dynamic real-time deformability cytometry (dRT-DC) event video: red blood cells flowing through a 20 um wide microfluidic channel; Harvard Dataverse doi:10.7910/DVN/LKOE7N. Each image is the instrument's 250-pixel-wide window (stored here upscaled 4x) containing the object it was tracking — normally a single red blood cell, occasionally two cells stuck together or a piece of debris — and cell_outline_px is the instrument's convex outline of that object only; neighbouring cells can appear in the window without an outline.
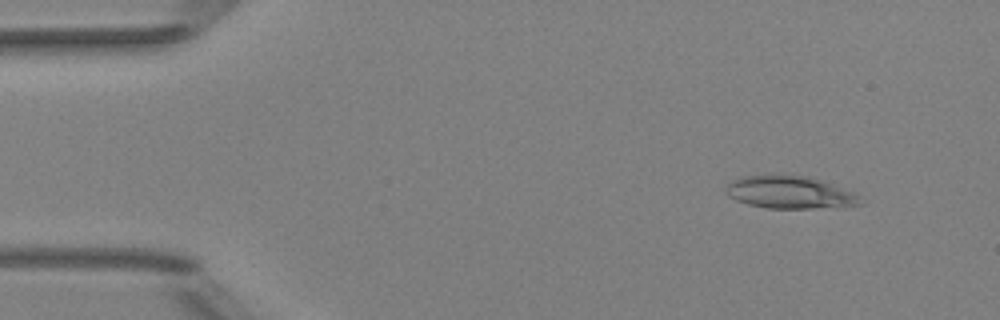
{"species": "Egyptian fruit bat (a non-hibernating species)", "species_latin": "Rousettus aegyptiacus", "temperature_condition": "room temperature", "stored_images_in_passage": 12, "camera_frame_rate_fps": 3000, "um_per_image_px": 0.085, "animal": {"sex": "female"}, "frame": {"image": 1, "passage_image": 1, "time_ms": 0.0, "image_size_px": [1000, 320], "cell_outline_px": [[860, 204], [812, 208], [768, 208], [748, 204], [736, 200], [728, 196], [728, 184], [732, 180], [740, 176], [808, 176], [820, 180], [852, 192], [856, 196]], "centroid_in_image_um": [67.05, 16.35], "position_along_channel_um": 17.9, "area_um2": 24.45}}
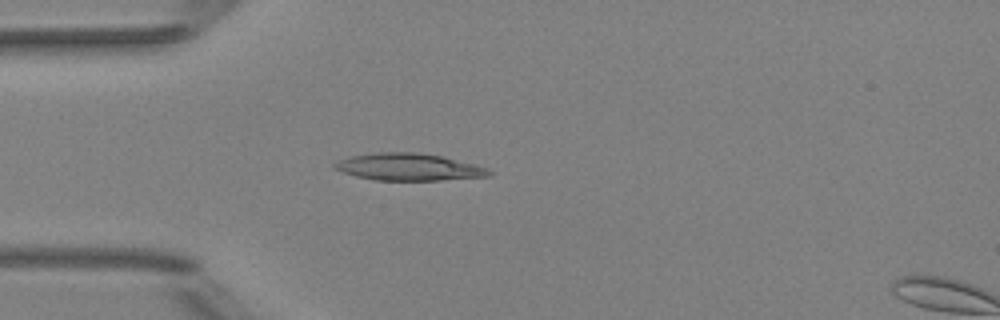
{"frame": {"image": 2, "passage_image": 10, "time_ms": 3.0, "image_size_px": [1000, 320], "cell_outline_px": [[492, 172], [488, 176], [440, 180], [376, 180], [356, 176], [332, 168], [332, 164], [340, 160], [352, 156], [376, 152], [416, 152], [444, 156], [488, 168]], "centroid_in_image_um": [34.73, 14.19], "position_along_channel_um": 50.3, "area_um2": 24.28}}